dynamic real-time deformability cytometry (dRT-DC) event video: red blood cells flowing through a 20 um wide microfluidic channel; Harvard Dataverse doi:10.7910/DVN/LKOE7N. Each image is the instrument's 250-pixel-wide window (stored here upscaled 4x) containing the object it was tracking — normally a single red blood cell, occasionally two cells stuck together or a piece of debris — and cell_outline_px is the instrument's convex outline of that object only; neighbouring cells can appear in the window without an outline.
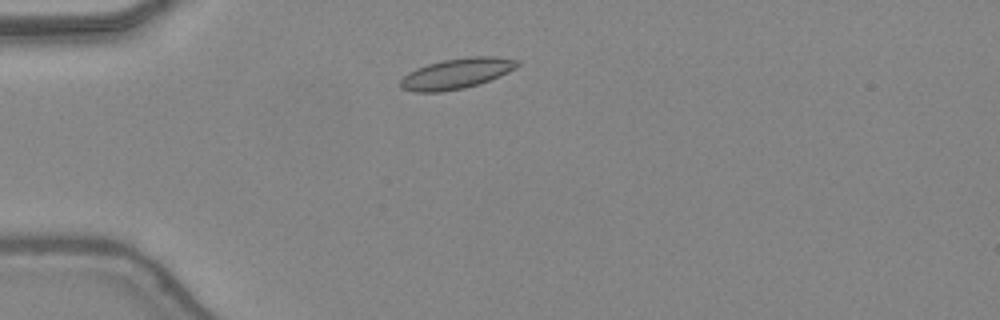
{"species": "common noctule bat (a hibernating species)", "species_latin": "Nyctalus noctula", "temperature_condition": "warm", "stored_images_in_passage": 40, "camera_frame_rate_fps": 3000, "um_per_image_px": 0.085, "animal": {"sex": "female", "body_mass_g": 24.6, "forearm_length_mm": 56.2}, "frame": {"image": 1, "passage_image": 6, "time_ms": 1.667, "image_size_px": [1000, 320], "cell_outline_px": [[520, 64], [516, 68], [500, 76], [480, 84], [464, 88], [440, 92], [412, 92], [400, 88], [400, 80], [408, 72], [416, 68], [428, 64], [444, 60], [472, 56], [496, 56], [520, 60]], "centroid_in_image_um": [38.82, 6.25], "position_along_channel_um": 46.2, "area_um2": 20.92}}
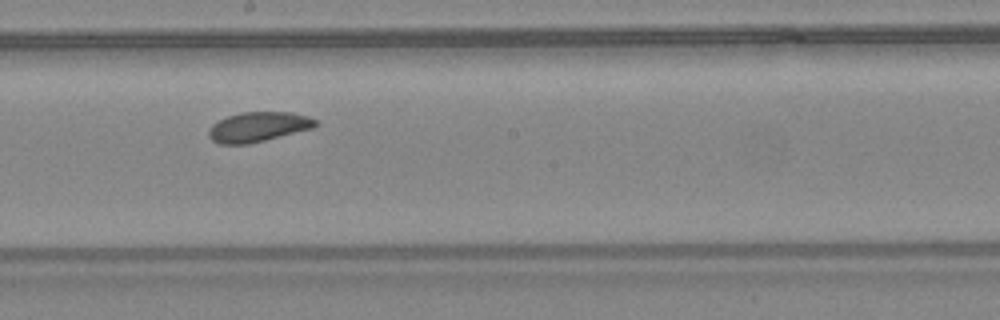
{"frame": {"image": 2, "passage_image": 20, "time_ms": 6.333, "image_size_px": [1000, 320], "cell_outline_px": [[320, 124], [312, 128], [248, 144], [220, 144], [212, 140], [208, 136], [208, 128], [212, 124], [228, 116], [240, 112], [292, 112], [308, 116], [316, 120]], "centroid_in_image_um": [21.94, 10.78], "position_along_channel_um": 226.3, "area_um2": 18.5}}
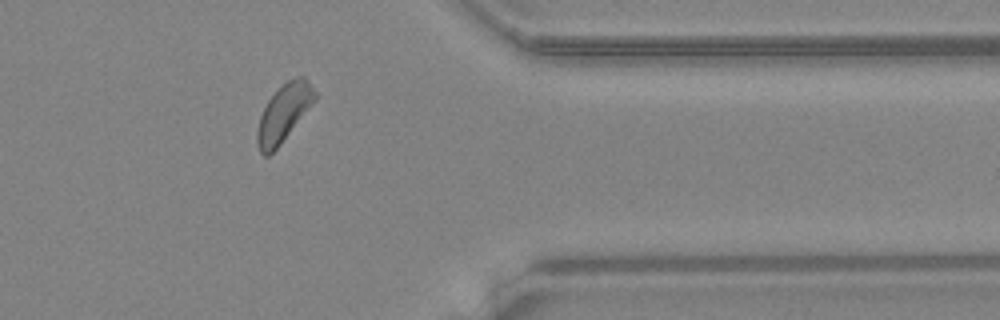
{"frame": {"image": 3, "passage_image": 32, "time_ms": 10.333, "image_size_px": [1000, 320], "cell_outline_px": [[316, 100], [280, 144], [268, 156], [264, 156], [260, 152], [256, 144], [256, 132], [260, 116], [268, 100], [288, 80], [296, 76], [304, 76], [308, 80], [316, 92]], "centroid_in_image_um": [24.12, 9.61], "position_along_channel_um": 387.3, "area_um2": 19.02}, "authors_computed_cell_mechanics": {"area_um2": 18.8717, "velocity_mm_per_s": 4.3658, "shape_relaxation_time_tau1_ms": 3.2094, "shape_relaxation_time_tau2_ms": null, "deformation_change_tau1": 0.0706, "deformation_change_tau2": null}}